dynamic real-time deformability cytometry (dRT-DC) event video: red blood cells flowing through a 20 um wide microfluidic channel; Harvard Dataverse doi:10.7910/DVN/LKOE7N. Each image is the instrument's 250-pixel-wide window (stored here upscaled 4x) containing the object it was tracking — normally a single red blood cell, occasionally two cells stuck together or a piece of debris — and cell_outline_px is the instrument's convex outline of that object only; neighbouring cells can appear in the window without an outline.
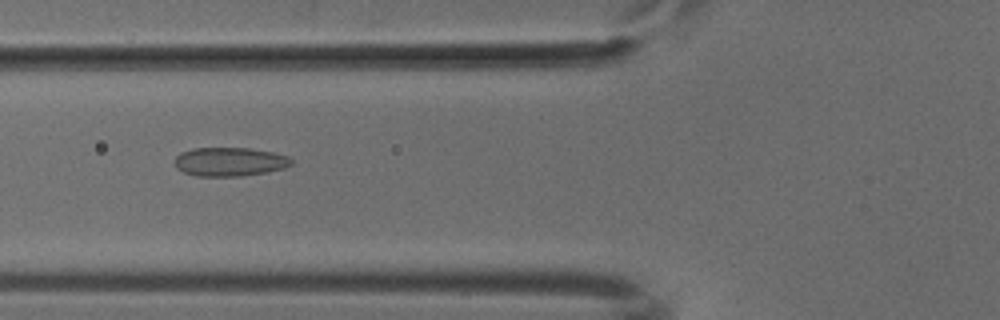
{"species": "common noctule bat (a hibernating species)", "species_latin": "Nyctalus noctula", "temperature_condition": "cold", "stored_images_in_passage": 52, "camera_frame_rate_fps": 3000, "um_per_image_px": 0.085, "animal": {"sex": "male", "body_mass_g": 18.8}, "frame": {"image": 1, "passage_image": 20, "time_ms": 6.333, "image_size_px": [1000, 320], "cell_outline_px": [[292, 164], [284, 168], [268, 172], [240, 176], [196, 176], [184, 172], [176, 168], [176, 156], [180, 152], [192, 148], [248, 148], [272, 152], [288, 156], [292, 160]], "centroid_in_image_um": [19.52, 13.75], "position_along_channel_um": 106.3, "area_um2": 19.59}}
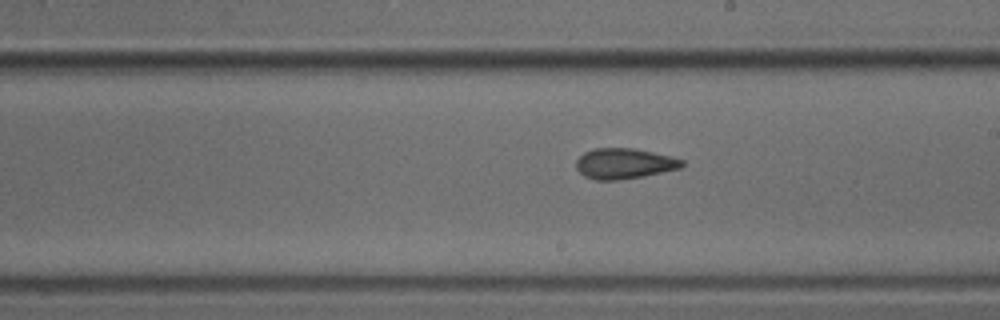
{"frame": {"image": 2, "passage_image": 30, "time_ms": 9.667, "image_size_px": [1000, 320], "cell_outline_px": [[684, 164], [680, 168], [644, 176], [616, 180], [596, 180], [584, 176], [576, 168], [576, 160], [584, 152], [592, 148], [636, 148], [684, 160]], "centroid_in_image_um": [53.03, 13.9], "position_along_channel_um": 236.0, "area_um2": 18.79}}
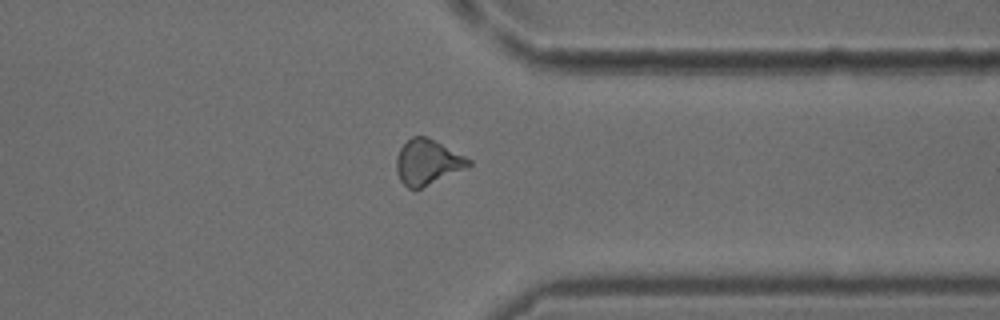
{"frame": {"image": 3, "passage_image": 41, "time_ms": 13.333, "image_size_px": [1000, 320], "cell_outline_px": [[472, 164], [468, 168], [420, 188], [408, 188], [400, 180], [396, 172], [396, 156], [400, 148], [412, 136], [424, 136], [472, 160]], "centroid_in_image_um": [36.32, 13.8], "position_along_channel_um": 375.1, "area_um2": 18.73}}